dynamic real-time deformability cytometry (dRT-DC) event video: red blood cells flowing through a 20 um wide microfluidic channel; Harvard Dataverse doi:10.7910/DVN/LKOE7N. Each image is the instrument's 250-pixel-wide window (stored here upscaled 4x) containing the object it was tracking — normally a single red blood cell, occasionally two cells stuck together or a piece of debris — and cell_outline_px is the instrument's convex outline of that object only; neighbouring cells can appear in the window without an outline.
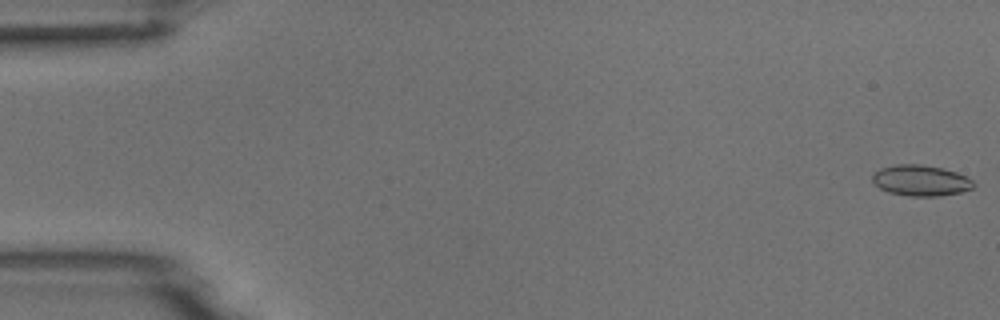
{"species": "common noctule bat (a hibernating species)", "species_latin": "Nyctalus noctula", "temperature_condition": "room temperature", "stored_images_in_passage": 7, "camera_frame_rate_fps": 3000, "um_per_image_px": 0.085, "animal": {"sex": "male", "body_mass_g": 18.8}, "frame": {"image": 1, "passage_image": 1, "time_ms": 0.0, "image_size_px": [1000, 320], "cell_outline_px": [[976, 184], [972, 188], [960, 192], [936, 196], [908, 196], [888, 192], [880, 188], [872, 180], [872, 172], [880, 168], [896, 164], [920, 164], [940, 168], [956, 172], [972, 180]], "centroid_in_image_um": [78.22, 15.34], "position_along_channel_um": 6.8, "area_um2": 18.09}}